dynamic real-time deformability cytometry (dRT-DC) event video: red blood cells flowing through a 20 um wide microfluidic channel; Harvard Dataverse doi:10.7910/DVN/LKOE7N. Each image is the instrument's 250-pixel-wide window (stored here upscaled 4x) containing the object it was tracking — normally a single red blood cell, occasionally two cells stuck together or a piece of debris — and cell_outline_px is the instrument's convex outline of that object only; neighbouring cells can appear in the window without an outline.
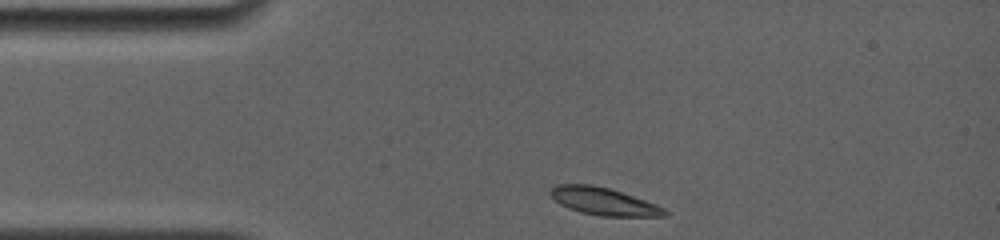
{"species": "common noctule bat (a hibernating species)", "species_latin": "Nyctalus noctula", "temperature_condition": "room temperature", "stored_images_in_passage": 33, "camera_frame_rate_fps": 4000, "um_per_image_px": 0.085, "animal": {"sex": "female", "body_mass_g": 19.0, "forearm_length_mm": 56.7}, "frame": {"image": 1, "passage_image": 1, "time_ms": 0.0, "image_size_px": [1000, 240], "cell_outline_px": [[668, 216], [600, 216], [580, 212], [568, 208], [560, 204], [548, 192], [556, 184], [592, 184], [608, 188], [656, 204], [664, 208], [668, 212]], "centroid_in_image_um": [51.29, 17.12], "position_along_channel_um": 33.7, "area_um2": 18.15}}
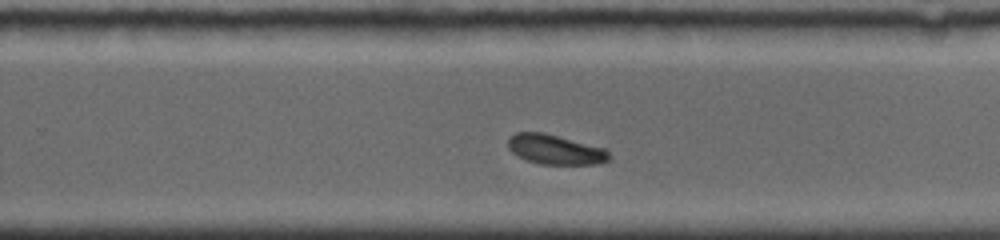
{"frame": {"image": 2, "passage_image": 19, "time_ms": 7.5, "image_size_px": [1000, 240], "cell_outline_px": [[612, 156], [608, 160], [600, 164], [540, 164], [516, 156], [508, 148], [508, 136], [516, 132], [544, 132], [608, 148]], "centroid_in_image_um": [47.23, 12.7], "position_along_channel_um": 282.6, "area_um2": 17.98}}
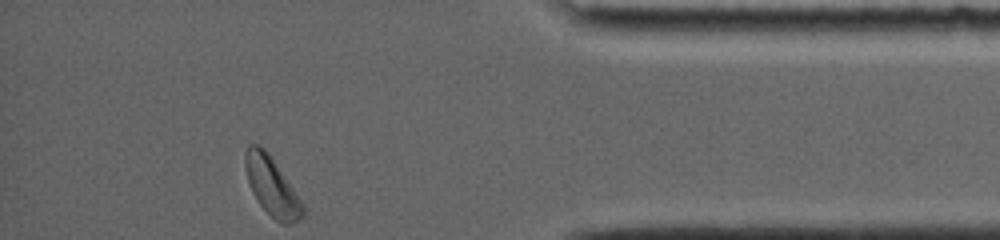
{"frame": {"image": 3, "passage_image": 33, "time_ms": 11.5, "image_size_px": [1000, 240], "cell_outline_px": [[308, 208], [304, 216], [292, 224], [284, 224], [276, 220], [260, 204], [252, 192], [248, 180], [244, 164], [244, 152], [248, 144], [260, 144], [268, 152]], "centroid_in_image_um": [23.14, 15.83], "position_along_channel_um": 412.1, "area_um2": 19.94}, "authors_computed_cell_mechanics": {"area_um2": 18.3804, "velocity_mm_per_s": 3.7709, "shape_relaxation_time_tau1_ms": 2.8919, "shape_relaxation_time_tau2_ms": null, "deformation_change_tau1": 0.0845, "deformation_change_tau2": null}}